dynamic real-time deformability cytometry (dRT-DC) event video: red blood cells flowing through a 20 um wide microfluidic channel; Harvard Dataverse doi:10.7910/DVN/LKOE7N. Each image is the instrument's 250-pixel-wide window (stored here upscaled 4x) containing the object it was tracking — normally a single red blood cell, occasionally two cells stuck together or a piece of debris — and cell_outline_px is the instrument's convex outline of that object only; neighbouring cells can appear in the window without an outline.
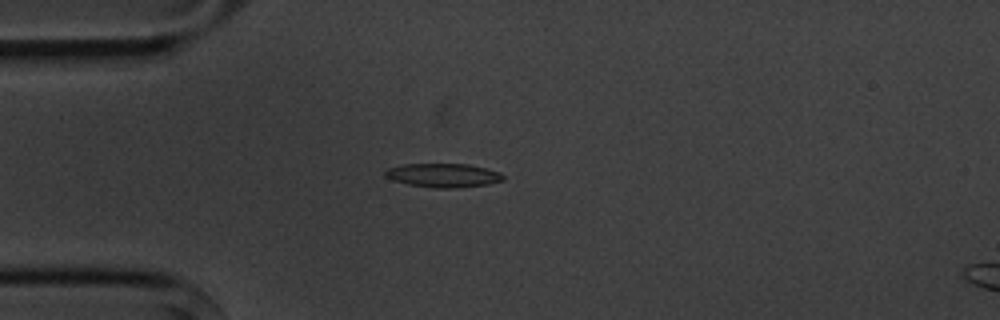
{"species": "common noctule bat (a hibernating species)", "species_latin": "Nyctalus noctula", "temperature_condition": "cold", "stored_images_in_passage": 5, "camera_frame_rate_fps": 3000, "um_per_image_px": 0.085, "animal": {"sex": "male", "body_mass_g": 20.1, "forearm_length_mm": 53.5}, "frame": {"image": 1, "passage_image": 4, "time_ms": 3.667, "image_size_px": [1000, 320], "cell_outline_px": [[504, 180], [488, 184], [456, 188], [432, 188], [408, 184], [392, 180], [384, 176], [384, 172], [388, 168], [404, 164], [468, 164], [500, 172], [504, 176]], "centroid_in_image_um": [37.66, 14.91], "position_along_channel_um": 47.3, "area_um2": 16.42}}